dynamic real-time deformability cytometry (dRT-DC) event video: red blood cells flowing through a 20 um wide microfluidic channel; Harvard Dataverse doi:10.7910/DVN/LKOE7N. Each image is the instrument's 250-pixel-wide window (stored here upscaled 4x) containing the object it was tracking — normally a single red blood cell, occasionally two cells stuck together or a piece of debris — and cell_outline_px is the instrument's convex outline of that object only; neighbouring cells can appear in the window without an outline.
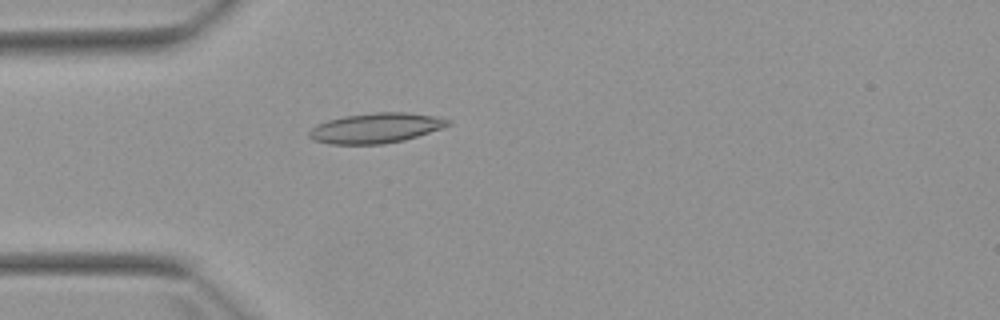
{"species": "Egyptian fruit bat (a non-hibernating species)", "species_latin": "Rousettus aegyptiacus", "temperature_condition": "warm", "stored_images_in_passage": 4, "camera_frame_rate_fps": 3000, "um_per_image_px": 0.085, "animal": {"sex": "female"}, "frame": {"image": 1, "passage_image": 4, "time_ms": 3.667, "image_size_px": [1000, 320], "cell_outline_px": [[452, 124], [404, 140], [384, 144], [332, 144], [312, 140], [308, 136], [308, 132], [316, 124], [328, 120], [344, 116], [376, 112], [408, 112], [436, 116], [452, 120]], "centroid_in_image_um": [31.94, 10.88], "position_along_channel_um": 53.1, "area_um2": 24.33}}